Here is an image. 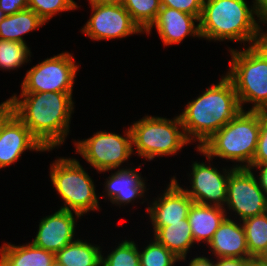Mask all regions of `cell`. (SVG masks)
<instances>
[{"label": "cell", "mask_w": 267, "mask_h": 266, "mask_svg": "<svg viewBox=\"0 0 267 266\" xmlns=\"http://www.w3.org/2000/svg\"><path fill=\"white\" fill-rule=\"evenodd\" d=\"M3 102L45 150L64 142L73 111L72 92L21 93Z\"/></svg>", "instance_id": "obj_1"}, {"label": "cell", "mask_w": 267, "mask_h": 266, "mask_svg": "<svg viewBox=\"0 0 267 266\" xmlns=\"http://www.w3.org/2000/svg\"><path fill=\"white\" fill-rule=\"evenodd\" d=\"M241 110L233 83L225 76L197 99L188 102L179 117L187 139L191 142L197 138L199 148Z\"/></svg>", "instance_id": "obj_2"}, {"label": "cell", "mask_w": 267, "mask_h": 266, "mask_svg": "<svg viewBox=\"0 0 267 266\" xmlns=\"http://www.w3.org/2000/svg\"><path fill=\"white\" fill-rule=\"evenodd\" d=\"M253 14L255 8L250 9L245 0H203L200 35L215 41L228 39L256 45L267 39V33L260 32Z\"/></svg>", "instance_id": "obj_3"}, {"label": "cell", "mask_w": 267, "mask_h": 266, "mask_svg": "<svg viewBox=\"0 0 267 266\" xmlns=\"http://www.w3.org/2000/svg\"><path fill=\"white\" fill-rule=\"evenodd\" d=\"M260 131L259 110H241L224 127L198 148L210 161L217 156L246 163L236 168H248L256 152ZM248 163V164H247Z\"/></svg>", "instance_id": "obj_4"}, {"label": "cell", "mask_w": 267, "mask_h": 266, "mask_svg": "<svg viewBox=\"0 0 267 266\" xmlns=\"http://www.w3.org/2000/svg\"><path fill=\"white\" fill-rule=\"evenodd\" d=\"M231 51L230 71L226 76L233 83L240 106L254 103L250 110L267 109V39L250 45L244 51Z\"/></svg>", "instance_id": "obj_5"}, {"label": "cell", "mask_w": 267, "mask_h": 266, "mask_svg": "<svg viewBox=\"0 0 267 266\" xmlns=\"http://www.w3.org/2000/svg\"><path fill=\"white\" fill-rule=\"evenodd\" d=\"M130 130L132 145L136 146L135 150L141 157L148 160H153L156 156L176 154L190 142L185 135L179 116L174 120L146 116L133 123Z\"/></svg>", "instance_id": "obj_6"}, {"label": "cell", "mask_w": 267, "mask_h": 266, "mask_svg": "<svg viewBox=\"0 0 267 266\" xmlns=\"http://www.w3.org/2000/svg\"><path fill=\"white\" fill-rule=\"evenodd\" d=\"M50 178L65 204L79 218L89 210L99 209L95 186L76 159L60 158L51 165Z\"/></svg>", "instance_id": "obj_7"}, {"label": "cell", "mask_w": 267, "mask_h": 266, "mask_svg": "<svg viewBox=\"0 0 267 266\" xmlns=\"http://www.w3.org/2000/svg\"><path fill=\"white\" fill-rule=\"evenodd\" d=\"M73 59L65 52L32 67L22 82V93L72 92L79 68Z\"/></svg>", "instance_id": "obj_8"}, {"label": "cell", "mask_w": 267, "mask_h": 266, "mask_svg": "<svg viewBox=\"0 0 267 266\" xmlns=\"http://www.w3.org/2000/svg\"><path fill=\"white\" fill-rule=\"evenodd\" d=\"M76 152L96 170L105 172L116 169L126 161L133 152L130 128L126 137L115 133L96 132L89 139L75 142Z\"/></svg>", "instance_id": "obj_9"}, {"label": "cell", "mask_w": 267, "mask_h": 266, "mask_svg": "<svg viewBox=\"0 0 267 266\" xmlns=\"http://www.w3.org/2000/svg\"><path fill=\"white\" fill-rule=\"evenodd\" d=\"M240 220L267 212V195L249 168H235L229 176L226 203Z\"/></svg>", "instance_id": "obj_10"}, {"label": "cell", "mask_w": 267, "mask_h": 266, "mask_svg": "<svg viewBox=\"0 0 267 266\" xmlns=\"http://www.w3.org/2000/svg\"><path fill=\"white\" fill-rule=\"evenodd\" d=\"M92 16L81 30L93 40L123 38L143 31L121 3L91 4Z\"/></svg>", "instance_id": "obj_11"}, {"label": "cell", "mask_w": 267, "mask_h": 266, "mask_svg": "<svg viewBox=\"0 0 267 266\" xmlns=\"http://www.w3.org/2000/svg\"><path fill=\"white\" fill-rule=\"evenodd\" d=\"M46 151L29 128L4 103L0 104V168L16 162L25 150Z\"/></svg>", "instance_id": "obj_12"}, {"label": "cell", "mask_w": 267, "mask_h": 266, "mask_svg": "<svg viewBox=\"0 0 267 266\" xmlns=\"http://www.w3.org/2000/svg\"><path fill=\"white\" fill-rule=\"evenodd\" d=\"M235 168L234 166L229 172L223 169L227 173L224 172V176L214 167L194 162L191 173L192 190L184 189V191L192 198L193 203L212 206L213 202V206L223 207L227 200L229 176Z\"/></svg>", "instance_id": "obj_13"}, {"label": "cell", "mask_w": 267, "mask_h": 266, "mask_svg": "<svg viewBox=\"0 0 267 266\" xmlns=\"http://www.w3.org/2000/svg\"><path fill=\"white\" fill-rule=\"evenodd\" d=\"M193 204L192 198L180 187L175 179H171L162 197L147 208L154 226V233L169 223L181 222L188 219V211Z\"/></svg>", "instance_id": "obj_14"}, {"label": "cell", "mask_w": 267, "mask_h": 266, "mask_svg": "<svg viewBox=\"0 0 267 266\" xmlns=\"http://www.w3.org/2000/svg\"><path fill=\"white\" fill-rule=\"evenodd\" d=\"M71 211L59 209L53 215L46 216L39 224V230L32 244L56 254L73 242L75 218Z\"/></svg>", "instance_id": "obj_15"}, {"label": "cell", "mask_w": 267, "mask_h": 266, "mask_svg": "<svg viewBox=\"0 0 267 266\" xmlns=\"http://www.w3.org/2000/svg\"><path fill=\"white\" fill-rule=\"evenodd\" d=\"M196 20L199 21V18L194 15L162 6L155 22L146 33L149 34L156 26L164 45L178 44L188 35L201 37L199 23L196 26L194 23Z\"/></svg>", "instance_id": "obj_16"}, {"label": "cell", "mask_w": 267, "mask_h": 266, "mask_svg": "<svg viewBox=\"0 0 267 266\" xmlns=\"http://www.w3.org/2000/svg\"><path fill=\"white\" fill-rule=\"evenodd\" d=\"M217 258L254 259L248 251L243 225L225 218L209 242Z\"/></svg>", "instance_id": "obj_17"}, {"label": "cell", "mask_w": 267, "mask_h": 266, "mask_svg": "<svg viewBox=\"0 0 267 266\" xmlns=\"http://www.w3.org/2000/svg\"><path fill=\"white\" fill-rule=\"evenodd\" d=\"M224 207L193 203L188 211V221L195 242L204 241L209 244L214 233L226 218Z\"/></svg>", "instance_id": "obj_18"}, {"label": "cell", "mask_w": 267, "mask_h": 266, "mask_svg": "<svg viewBox=\"0 0 267 266\" xmlns=\"http://www.w3.org/2000/svg\"><path fill=\"white\" fill-rule=\"evenodd\" d=\"M132 169L123 168L108 177L105 188L112 204H127L143 195L146 189L145 182L138 171Z\"/></svg>", "instance_id": "obj_19"}, {"label": "cell", "mask_w": 267, "mask_h": 266, "mask_svg": "<svg viewBox=\"0 0 267 266\" xmlns=\"http://www.w3.org/2000/svg\"><path fill=\"white\" fill-rule=\"evenodd\" d=\"M0 266H50L55 254L34 246L4 244L0 248Z\"/></svg>", "instance_id": "obj_20"}, {"label": "cell", "mask_w": 267, "mask_h": 266, "mask_svg": "<svg viewBox=\"0 0 267 266\" xmlns=\"http://www.w3.org/2000/svg\"><path fill=\"white\" fill-rule=\"evenodd\" d=\"M154 235L155 239L177 256L180 261L185 260L189 248L195 243L188 219L160 227Z\"/></svg>", "instance_id": "obj_21"}, {"label": "cell", "mask_w": 267, "mask_h": 266, "mask_svg": "<svg viewBox=\"0 0 267 266\" xmlns=\"http://www.w3.org/2000/svg\"><path fill=\"white\" fill-rule=\"evenodd\" d=\"M45 23L29 8L6 15L0 22V39L25 43L21 35L40 28Z\"/></svg>", "instance_id": "obj_22"}, {"label": "cell", "mask_w": 267, "mask_h": 266, "mask_svg": "<svg viewBox=\"0 0 267 266\" xmlns=\"http://www.w3.org/2000/svg\"><path fill=\"white\" fill-rule=\"evenodd\" d=\"M55 258L65 266H101L100 248L82 240H74L55 254Z\"/></svg>", "instance_id": "obj_23"}, {"label": "cell", "mask_w": 267, "mask_h": 266, "mask_svg": "<svg viewBox=\"0 0 267 266\" xmlns=\"http://www.w3.org/2000/svg\"><path fill=\"white\" fill-rule=\"evenodd\" d=\"M242 221L249 254L259 258L267 247V212Z\"/></svg>", "instance_id": "obj_24"}, {"label": "cell", "mask_w": 267, "mask_h": 266, "mask_svg": "<svg viewBox=\"0 0 267 266\" xmlns=\"http://www.w3.org/2000/svg\"><path fill=\"white\" fill-rule=\"evenodd\" d=\"M121 4L143 32L155 22L162 7L160 0H122Z\"/></svg>", "instance_id": "obj_25"}, {"label": "cell", "mask_w": 267, "mask_h": 266, "mask_svg": "<svg viewBox=\"0 0 267 266\" xmlns=\"http://www.w3.org/2000/svg\"><path fill=\"white\" fill-rule=\"evenodd\" d=\"M30 50L26 43L0 39V68H19L28 60Z\"/></svg>", "instance_id": "obj_26"}, {"label": "cell", "mask_w": 267, "mask_h": 266, "mask_svg": "<svg viewBox=\"0 0 267 266\" xmlns=\"http://www.w3.org/2000/svg\"><path fill=\"white\" fill-rule=\"evenodd\" d=\"M101 266H140L139 251L134 241H123L107 258H103Z\"/></svg>", "instance_id": "obj_27"}, {"label": "cell", "mask_w": 267, "mask_h": 266, "mask_svg": "<svg viewBox=\"0 0 267 266\" xmlns=\"http://www.w3.org/2000/svg\"><path fill=\"white\" fill-rule=\"evenodd\" d=\"M140 266H173L180 260L156 239L139 252Z\"/></svg>", "instance_id": "obj_28"}, {"label": "cell", "mask_w": 267, "mask_h": 266, "mask_svg": "<svg viewBox=\"0 0 267 266\" xmlns=\"http://www.w3.org/2000/svg\"><path fill=\"white\" fill-rule=\"evenodd\" d=\"M28 8L47 22L57 12L74 10L78 7L73 0H28Z\"/></svg>", "instance_id": "obj_29"}, {"label": "cell", "mask_w": 267, "mask_h": 266, "mask_svg": "<svg viewBox=\"0 0 267 266\" xmlns=\"http://www.w3.org/2000/svg\"><path fill=\"white\" fill-rule=\"evenodd\" d=\"M259 123L257 148L251 165L267 164V109L259 110Z\"/></svg>", "instance_id": "obj_30"}, {"label": "cell", "mask_w": 267, "mask_h": 266, "mask_svg": "<svg viewBox=\"0 0 267 266\" xmlns=\"http://www.w3.org/2000/svg\"><path fill=\"white\" fill-rule=\"evenodd\" d=\"M161 6L173 8L200 19L202 14L203 0H160Z\"/></svg>", "instance_id": "obj_31"}, {"label": "cell", "mask_w": 267, "mask_h": 266, "mask_svg": "<svg viewBox=\"0 0 267 266\" xmlns=\"http://www.w3.org/2000/svg\"><path fill=\"white\" fill-rule=\"evenodd\" d=\"M28 8V0H0V9L11 15Z\"/></svg>", "instance_id": "obj_32"}, {"label": "cell", "mask_w": 267, "mask_h": 266, "mask_svg": "<svg viewBox=\"0 0 267 266\" xmlns=\"http://www.w3.org/2000/svg\"><path fill=\"white\" fill-rule=\"evenodd\" d=\"M253 7L255 8L256 15L260 18L259 22L267 23V0H254Z\"/></svg>", "instance_id": "obj_33"}, {"label": "cell", "mask_w": 267, "mask_h": 266, "mask_svg": "<svg viewBox=\"0 0 267 266\" xmlns=\"http://www.w3.org/2000/svg\"><path fill=\"white\" fill-rule=\"evenodd\" d=\"M248 260L240 258H218L215 266H245Z\"/></svg>", "instance_id": "obj_34"}, {"label": "cell", "mask_w": 267, "mask_h": 266, "mask_svg": "<svg viewBox=\"0 0 267 266\" xmlns=\"http://www.w3.org/2000/svg\"><path fill=\"white\" fill-rule=\"evenodd\" d=\"M254 169V167L256 168H260V175H259V180L258 183L260 185V187L263 189V191L265 192V194L267 195V164L264 165H250L248 168L249 169Z\"/></svg>", "instance_id": "obj_35"}, {"label": "cell", "mask_w": 267, "mask_h": 266, "mask_svg": "<svg viewBox=\"0 0 267 266\" xmlns=\"http://www.w3.org/2000/svg\"><path fill=\"white\" fill-rule=\"evenodd\" d=\"M189 266H215V264L206 257H196L190 261Z\"/></svg>", "instance_id": "obj_36"}, {"label": "cell", "mask_w": 267, "mask_h": 266, "mask_svg": "<svg viewBox=\"0 0 267 266\" xmlns=\"http://www.w3.org/2000/svg\"><path fill=\"white\" fill-rule=\"evenodd\" d=\"M245 266H267V262L261 261L258 258L248 260Z\"/></svg>", "instance_id": "obj_37"}, {"label": "cell", "mask_w": 267, "mask_h": 266, "mask_svg": "<svg viewBox=\"0 0 267 266\" xmlns=\"http://www.w3.org/2000/svg\"><path fill=\"white\" fill-rule=\"evenodd\" d=\"M90 4H116L121 3L122 0H89Z\"/></svg>", "instance_id": "obj_38"}, {"label": "cell", "mask_w": 267, "mask_h": 266, "mask_svg": "<svg viewBox=\"0 0 267 266\" xmlns=\"http://www.w3.org/2000/svg\"><path fill=\"white\" fill-rule=\"evenodd\" d=\"M261 261L267 262V247L265 252L258 258Z\"/></svg>", "instance_id": "obj_39"}, {"label": "cell", "mask_w": 267, "mask_h": 266, "mask_svg": "<svg viewBox=\"0 0 267 266\" xmlns=\"http://www.w3.org/2000/svg\"><path fill=\"white\" fill-rule=\"evenodd\" d=\"M50 266H65L62 263H60L56 258L54 259V261L52 262V264Z\"/></svg>", "instance_id": "obj_40"}, {"label": "cell", "mask_w": 267, "mask_h": 266, "mask_svg": "<svg viewBox=\"0 0 267 266\" xmlns=\"http://www.w3.org/2000/svg\"><path fill=\"white\" fill-rule=\"evenodd\" d=\"M6 16V14L0 9V22Z\"/></svg>", "instance_id": "obj_41"}]
</instances>
